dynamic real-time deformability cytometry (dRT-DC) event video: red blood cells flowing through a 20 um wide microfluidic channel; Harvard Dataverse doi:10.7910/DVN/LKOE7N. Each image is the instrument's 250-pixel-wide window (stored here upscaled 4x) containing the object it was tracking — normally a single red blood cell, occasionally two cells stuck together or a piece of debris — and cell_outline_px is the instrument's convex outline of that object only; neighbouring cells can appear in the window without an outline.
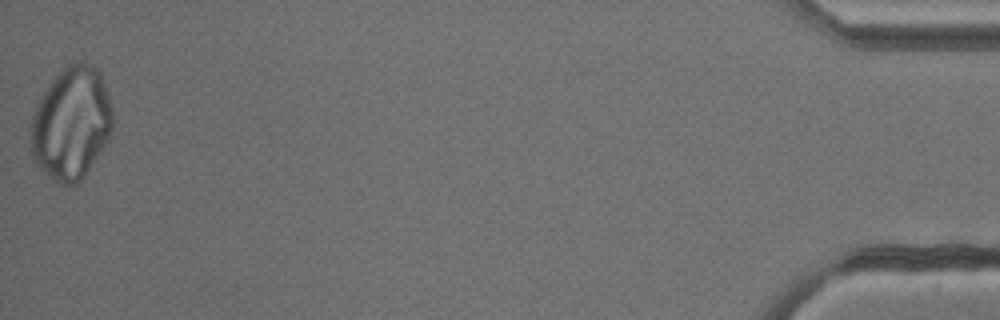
{"species": "common noctule bat (a hibernating species)", "species_latin": "Nyctalus noctula", "temperature_condition": "cold", "stored_images_in_passage": 53, "camera_frame_rate_fps": 3000, "um_per_image_px": 0.085, "animal": {"sex": "male", "body_mass_g": 13.3}, "frame": {"image": 1, "passage_image": 53, "time_ms": 17.333, "image_size_px": [1000, 320], "cell_outline_px": [[112, 128], [108, 140], [84, 176], [76, 184], [60, 184], [40, 168], [36, 164], [32, 156], [32, 116], [36, 104], [40, 96], [52, 80], [72, 60], [84, 60], [92, 64], [100, 72], [112, 108]], "centroid_in_image_um": [6.07, 10.44], "position_along_channel_um": 429.1, "area_um2": 53.47}}